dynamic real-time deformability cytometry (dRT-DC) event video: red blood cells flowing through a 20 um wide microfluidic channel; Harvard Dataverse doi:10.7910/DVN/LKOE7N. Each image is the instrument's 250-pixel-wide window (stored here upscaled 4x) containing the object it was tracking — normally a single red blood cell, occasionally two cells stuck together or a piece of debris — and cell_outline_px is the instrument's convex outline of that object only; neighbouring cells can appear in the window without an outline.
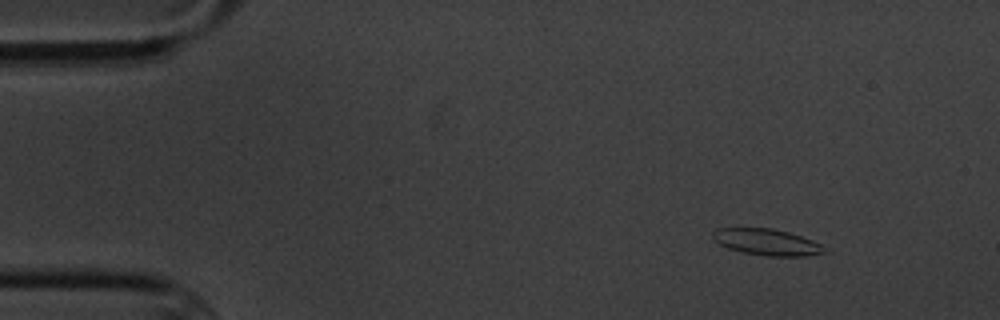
{"species": "common noctule bat (a hibernating species)", "species_latin": "Nyctalus noctula", "temperature_condition": "cold", "stored_images_in_passage": 5, "camera_frame_rate_fps": 3000, "um_per_image_px": 0.085, "animal": {"sex": "male", "body_mass_g": 20.1, "forearm_length_mm": 53.5}, "frame": {"image": 1, "passage_image": 1, "time_ms": 0.0, "image_size_px": [1000, 320], "cell_outline_px": [[828, 252], [808, 256], [764, 256], [740, 252], [728, 248], [720, 244], [712, 236], [712, 232], [716, 228], [772, 228], [788, 232], [812, 240], [820, 244]], "centroid_in_image_um": [65.18, 20.58], "position_along_channel_um": 19.8, "area_um2": 17.17}}
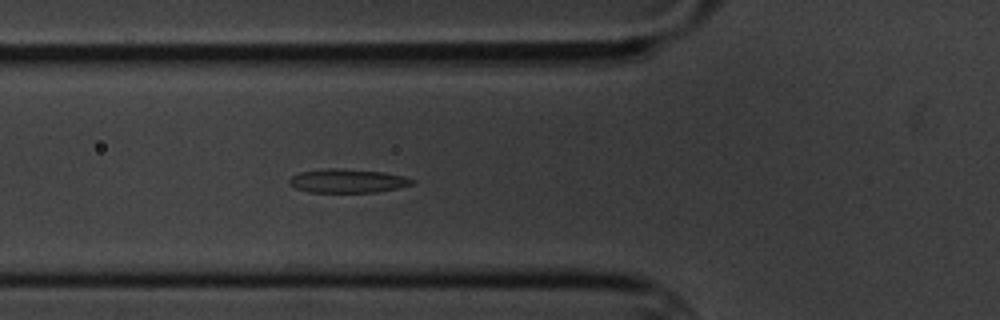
{"frame": {"image": 2, "passage_image": 5, "time_ms": 4.667, "image_size_px": [1000, 320], "cell_outline_px": [[416, 180], [412, 184], [396, 188], [376, 192], [308, 192], [296, 188], [288, 184], [288, 180], [292, 176], [300, 172], [324, 168], [344, 168], [384, 172], [404, 176]], "centroid_in_image_um": [29.52, 15.36], "position_along_channel_um": 96.3, "area_um2": 17.11}}